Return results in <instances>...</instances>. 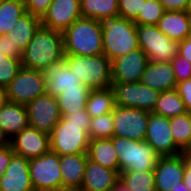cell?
I'll list each match as a JSON object with an SVG mask.
<instances>
[{
  "label": "cell",
  "mask_w": 191,
  "mask_h": 191,
  "mask_svg": "<svg viewBox=\"0 0 191 191\" xmlns=\"http://www.w3.org/2000/svg\"><path fill=\"white\" fill-rule=\"evenodd\" d=\"M146 0H118L119 16L134 21Z\"/></svg>",
  "instance_id": "37"
},
{
  "label": "cell",
  "mask_w": 191,
  "mask_h": 191,
  "mask_svg": "<svg viewBox=\"0 0 191 191\" xmlns=\"http://www.w3.org/2000/svg\"><path fill=\"white\" fill-rule=\"evenodd\" d=\"M119 181L116 170L87 160L84 180L78 191H111Z\"/></svg>",
  "instance_id": "20"
},
{
  "label": "cell",
  "mask_w": 191,
  "mask_h": 191,
  "mask_svg": "<svg viewBox=\"0 0 191 191\" xmlns=\"http://www.w3.org/2000/svg\"><path fill=\"white\" fill-rule=\"evenodd\" d=\"M187 155H191V139H190V148L185 152Z\"/></svg>",
  "instance_id": "53"
},
{
  "label": "cell",
  "mask_w": 191,
  "mask_h": 191,
  "mask_svg": "<svg viewBox=\"0 0 191 191\" xmlns=\"http://www.w3.org/2000/svg\"><path fill=\"white\" fill-rule=\"evenodd\" d=\"M46 93L54 97L65 89L87 87L68 67L65 58L43 70Z\"/></svg>",
  "instance_id": "19"
},
{
  "label": "cell",
  "mask_w": 191,
  "mask_h": 191,
  "mask_svg": "<svg viewBox=\"0 0 191 191\" xmlns=\"http://www.w3.org/2000/svg\"><path fill=\"white\" fill-rule=\"evenodd\" d=\"M88 87L65 89L56 96L60 114L65 115L86 109V102L90 93Z\"/></svg>",
  "instance_id": "29"
},
{
  "label": "cell",
  "mask_w": 191,
  "mask_h": 191,
  "mask_svg": "<svg viewBox=\"0 0 191 191\" xmlns=\"http://www.w3.org/2000/svg\"><path fill=\"white\" fill-rule=\"evenodd\" d=\"M9 57L5 56L2 52V48H1V40H0V61H6Z\"/></svg>",
  "instance_id": "51"
},
{
  "label": "cell",
  "mask_w": 191,
  "mask_h": 191,
  "mask_svg": "<svg viewBox=\"0 0 191 191\" xmlns=\"http://www.w3.org/2000/svg\"><path fill=\"white\" fill-rule=\"evenodd\" d=\"M188 112L176 89L160 92L152 113L173 118Z\"/></svg>",
  "instance_id": "30"
},
{
  "label": "cell",
  "mask_w": 191,
  "mask_h": 191,
  "mask_svg": "<svg viewBox=\"0 0 191 191\" xmlns=\"http://www.w3.org/2000/svg\"><path fill=\"white\" fill-rule=\"evenodd\" d=\"M10 145L16 155L32 159L50 150V135L28 126L10 139Z\"/></svg>",
  "instance_id": "17"
},
{
  "label": "cell",
  "mask_w": 191,
  "mask_h": 191,
  "mask_svg": "<svg viewBox=\"0 0 191 191\" xmlns=\"http://www.w3.org/2000/svg\"><path fill=\"white\" fill-rule=\"evenodd\" d=\"M115 107V98L113 89H94L90 90L86 111L91 118L113 112Z\"/></svg>",
  "instance_id": "28"
},
{
  "label": "cell",
  "mask_w": 191,
  "mask_h": 191,
  "mask_svg": "<svg viewBox=\"0 0 191 191\" xmlns=\"http://www.w3.org/2000/svg\"><path fill=\"white\" fill-rule=\"evenodd\" d=\"M114 132L113 112H109L90 120L89 138L95 139H111Z\"/></svg>",
  "instance_id": "34"
},
{
  "label": "cell",
  "mask_w": 191,
  "mask_h": 191,
  "mask_svg": "<svg viewBox=\"0 0 191 191\" xmlns=\"http://www.w3.org/2000/svg\"><path fill=\"white\" fill-rule=\"evenodd\" d=\"M141 83L159 92L176 89V77L170 62L158 63L148 61L141 77Z\"/></svg>",
  "instance_id": "22"
},
{
  "label": "cell",
  "mask_w": 191,
  "mask_h": 191,
  "mask_svg": "<svg viewBox=\"0 0 191 191\" xmlns=\"http://www.w3.org/2000/svg\"><path fill=\"white\" fill-rule=\"evenodd\" d=\"M185 153L160 157L154 169L155 191L175 190L183 181Z\"/></svg>",
  "instance_id": "16"
},
{
  "label": "cell",
  "mask_w": 191,
  "mask_h": 191,
  "mask_svg": "<svg viewBox=\"0 0 191 191\" xmlns=\"http://www.w3.org/2000/svg\"><path fill=\"white\" fill-rule=\"evenodd\" d=\"M191 15L187 11H165L157 27L170 39L183 41L190 36Z\"/></svg>",
  "instance_id": "23"
},
{
  "label": "cell",
  "mask_w": 191,
  "mask_h": 191,
  "mask_svg": "<svg viewBox=\"0 0 191 191\" xmlns=\"http://www.w3.org/2000/svg\"><path fill=\"white\" fill-rule=\"evenodd\" d=\"M178 55L186 58L191 63V36L179 42Z\"/></svg>",
  "instance_id": "45"
},
{
  "label": "cell",
  "mask_w": 191,
  "mask_h": 191,
  "mask_svg": "<svg viewBox=\"0 0 191 191\" xmlns=\"http://www.w3.org/2000/svg\"><path fill=\"white\" fill-rule=\"evenodd\" d=\"M81 17L80 0H53L41 18V26L63 32Z\"/></svg>",
  "instance_id": "14"
},
{
  "label": "cell",
  "mask_w": 191,
  "mask_h": 191,
  "mask_svg": "<svg viewBox=\"0 0 191 191\" xmlns=\"http://www.w3.org/2000/svg\"><path fill=\"white\" fill-rule=\"evenodd\" d=\"M14 154L15 153L13 152L12 146L10 144L0 148V178L4 175L5 170L7 169Z\"/></svg>",
  "instance_id": "43"
},
{
  "label": "cell",
  "mask_w": 191,
  "mask_h": 191,
  "mask_svg": "<svg viewBox=\"0 0 191 191\" xmlns=\"http://www.w3.org/2000/svg\"><path fill=\"white\" fill-rule=\"evenodd\" d=\"M40 26L41 18L26 12L16 21L13 30L7 35L10 36L13 46L23 52Z\"/></svg>",
  "instance_id": "25"
},
{
  "label": "cell",
  "mask_w": 191,
  "mask_h": 191,
  "mask_svg": "<svg viewBox=\"0 0 191 191\" xmlns=\"http://www.w3.org/2000/svg\"><path fill=\"white\" fill-rule=\"evenodd\" d=\"M111 191H130V190L120 181H118L115 187Z\"/></svg>",
  "instance_id": "49"
},
{
  "label": "cell",
  "mask_w": 191,
  "mask_h": 191,
  "mask_svg": "<svg viewBox=\"0 0 191 191\" xmlns=\"http://www.w3.org/2000/svg\"><path fill=\"white\" fill-rule=\"evenodd\" d=\"M5 89L7 101L26 106L36 97L46 93L43 71L22 66Z\"/></svg>",
  "instance_id": "9"
},
{
  "label": "cell",
  "mask_w": 191,
  "mask_h": 191,
  "mask_svg": "<svg viewBox=\"0 0 191 191\" xmlns=\"http://www.w3.org/2000/svg\"><path fill=\"white\" fill-rule=\"evenodd\" d=\"M22 67L20 58L9 57L0 61V87L6 88Z\"/></svg>",
  "instance_id": "36"
},
{
  "label": "cell",
  "mask_w": 191,
  "mask_h": 191,
  "mask_svg": "<svg viewBox=\"0 0 191 191\" xmlns=\"http://www.w3.org/2000/svg\"><path fill=\"white\" fill-rule=\"evenodd\" d=\"M69 69L89 89H108L112 84L111 60L104 54L64 55Z\"/></svg>",
  "instance_id": "4"
},
{
  "label": "cell",
  "mask_w": 191,
  "mask_h": 191,
  "mask_svg": "<svg viewBox=\"0 0 191 191\" xmlns=\"http://www.w3.org/2000/svg\"><path fill=\"white\" fill-rule=\"evenodd\" d=\"M103 54L111 62L133 50L139 49L136 24L123 17L101 22Z\"/></svg>",
  "instance_id": "3"
},
{
  "label": "cell",
  "mask_w": 191,
  "mask_h": 191,
  "mask_svg": "<svg viewBox=\"0 0 191 191\" xmlns=\"http://www.w3.org/2000/svg\"><path fill=\"white\" fill-rule=\"evenodd\" d=\"M64 55L103 54L101 21L81 17L62 32Z\"/></svg>",
  "instance_id": "2"
},
{
  "label": "cell",
  "mask_w": 191,
  "mask_h": 191,
  "mask_svg": "<svg viewBox=\"0 0 191 191\" xmlns=\"http://www.w3.org/2000/svg\"><path fill=\"white\" fill-rule=\"evenodd\" d=\"M143 50H133L111 62L112 82H140L148 64Z\"/></svg>",
  "instance_id": "15"
},
{
  "label": "cell",
  "mask_w": 191,
  "mask_h": 191,
  "mask_svg": "<svg viewBox=\"0 0 191 191\" xmlns=\"http://www.w3.org/2000/svg\"><path fill=\"white\" fill-rule=\"evenodd\" d=\"M90 125L69 124L62 117L50 134V150L60 156L87 153Z\"/></svg>",
  "instance_id": "6"
},
{
  "label": "cell",
  "mask_w": 191,
  "mask_h": 191,
  "mask_svg": "<svg viewBox=\"0 0 191 191\" xmlns=\"http://www.w3.org/2000/svg\"><path fill=\"white\" fill-rule=\"evenodd\" d=\"M186 11L191 15V0H188Z\"/></svg>",
  "instance_id": "52"
},
{
  "label": "cell",
  "mask_w": 191,
  "mask_h": 191,
  "mask_svg": "<svg viewBox=\"0 0 191 191\" xmlns=\"http://www.w3.org/2000/svg\"><path fill=\"white\" fill-rule=\"evenodd\" d=\"M119 181L130 191H155L154 170L125 171L119 173Z\"/></svg>",
  "instance_id": "32"
},
{
  "label": "cell",
  "mask_w": 191,
  "mask_h": 191,
  "mask_svg": "<svg viewBox=\"0 0 191 191\" xmlns=\"http://www.w3.org/2000/svg\"><path fill=\"white\" fill-rule=\"evenodd\" d=\"M80 6L84 18L102 22L119 16L118 0H80Z\"/></svg>",
  "instance_id": "27"
},
{
  "label": "cell",
  "mask_w": 191,
  "mask_h": 191,
  "mask_svg": "<svg viewBox=\"0 0 191 191\" xmlns=\"http://www.w3.org/2000/svg\"><path fill=\"white\" fill-rule=\"evenodd\" d=\"M53 0H23L26 12L42 18Z\"/></svg>",
  "instance_id": "39"
},
{
  "label": "cell",
  "mask_w": 191,
  "mask_h": 191,
  "mask_svg": "<svg viewBox=\"0 0 191 191\" xmlns=\"http://www.w3.org/2000/svg\"><path fill=\"white\" fill-rule=\"evenodd\" d=\"M25 107L29 126L48 135L62 117L57 98L52 94L38 96Z\"/></svg>",
  "instance_id": "12"
},
{
  "label": "cell",
  "mask_w": 191,
  "mask_h": 191,
  "mask_svg": "<svg viewBox=\"0 0 191 191\" xmlns=\"http://www.w3.org/2000/svg\"><path fill=\"white\" fill-rule=\"evenodd\" d=\"M111 140L118 155L119 173L154 170L161 157L146 141L116 136Z\"/></svg>",
  "instance_id": "5"
},
{
  "label": "cell",
  "mask_w": 191,
  "mask_h": 191,
  "mask_svg": "<svg viewBox=\"0 0 191 191\" xmlns=\"http://www.w3.org/2000/svg\"><path fill=\"white\" fill-rule=\"evenodd\" d=\"M1 48L2 52L5 56L12 58H22V52L18 49V47L13 46V43L10 40V36L1 35Z\"/></svg>",
  "instance_id": "42"
},
{
  "label": "cell",
  "mask_w": 191,
  "mask_h": 191,
  "mask_svg": "<svg viewBox=\"0 0 191 191\" xmlns=\"http://www.w3.org/2000/svg\"><path fill=\"white\" fill-rule=\"evenodd\" d=\"M165 11H186L188 0H159Z\"/></svg>",
  "instance_id": "44"
},
{
  "label": "cell",
  "mask_w": 191,
  "mask_h": 191,
  "mask_svg": "<svg viewBox=\"0 0 191 191\" xmlns=\"http://www.w3.org/2000/svg\"><path fill=\"white\" fill-rule=\"evenodd\" d=\"M139 48L151 62L167 63L178 55L179 41L167 37L157 25L136 24Z\"/></svg>",
  "instance_id": "7"
},
{
  "label": "cell",
  "mask_w": 191,
  "mask_h": 191,
  "mask_svg": "<svg viewBox=\"0 0 191 191\" xmlns=\"http://www.w3.org/2000/svg\"><path fill=\"white\" fill-rule=\"evenodd\" d=\"M171 191H190L189 188L185 185V183L182 181L179 186L175 190Z\"/></svg>",
  "instance_id": "50"
},
{
  "label": "cell",
  "mask_w": 191,
  "mask_h": 191,
  "mask_svg": "<svg viewBox=\"0 0 191 191\" xmlns=\"http://www.w3.org/2000/svg\"><path fill=\"white\" fill-rule=\"evenodd\" d=\"M7 102L6 89L0 87V108Z\"/></svg>",
  "instance_id": "48"
},
{
  "label": "cell",
  "mask_w": 191,
  "mask_h": 191,
  "mask_svg": "<svg viewBox=\"0 0 191 191\" xmlns=\"http://www.w3.org/2000/svg\"><path fill=\"white\" fill-rule=\"evenodd\" d=\"M9 144H10V140L8 139V137L5 135V133L0 127V148L5 147Z\"/></svg>",
  "instance_id": "47"
},
{
  "label": "cell",
  "mask_w": 191,
  "mask_h": 191,
  "mask_svg": "<svg viewBox=\"0 0 191 191\" xmlns=\"http://www.w3.org/2000/svg\"><path fill=\"white\" fill-rule=\"evenodd\" d=\"M0 191H35L29 174V159L16 154L12 156L0 178Z\"/></svg>",
  "instance_id": "18"
},
{
  "label": "cell",
  "mask_w": 191,
  "mask_h": 191,
  "mask_svg": "<svg viewBox=\"0 0 191 191\" xmlns=\"http://www.w3.org/2000/svg\"><path fill=\"white\" fill-rule=\"evenodd\" d=\"M161 156H175L183 150L175 143L170 129V119L150 112L144 139Z\"/></svg>",
  "instance_id": "13"
},
{
  "label": "cell",
  "mask_w": 191,
  "mask_h": 191,
  "mask_svg": "<svg viewBox=\"0 0 191 191\" xmlns=\"http://www.w3.org/2000/svg\"><path fill=\"white\" fill-rule=\"evenodd\" d=\"M111 88L114 92L115 105L149 112L153 111L160 94L159 91L141 82H112Z\"/></svg>",
  "instance_id": "10"
},
{
  "label": "cell",
  "mask_w": 191,
  "mask_h": 191,
  "mask_svg": "<svg viewBox=\"0 0 191 191\" xmlns=\"http://www.w3.org/2000/svg\"><path fill=\"white\" fill-rule=\"evenodd\" d=\"M29 174L35 191H62L60 155L49 150L29 159Z\"/></svg>",
  "instance_id": "8"
},
{
  "label": "cell",
  "mask_w": 191,
  "mask_h": 191,
  "mask_svg": "<svg viewBox=\"0 0 191 191\" xmlns=\"http://www.w3.org/2000/svg\"><path fill=\"white\" fill-rule=\"evenodd\" d=\"M149 111L115 105L113 110V136L144 141L149 119Z\"/></svg>",
  "instance_id": "11"
},
{
  "label": "cell",
  "mask_w": 191,
  "mask_h": 191,
  "mask_svg": "<svg viewBox=\"0 0 191 191\" xmlns=\"http://www.w3.org/2000/svg\"><path fill=\"white\" fill-rule=\"evenodd\" d=\"M25 13L23 0H3L0 4V36L12 31L16 21Z\"/></svg>",
  "instance_id": "31"
},
{
  "label": "cell",
  "mask_w": 191,
  "mask_h": 191,
  "mask_svg": "<svg viewBox=\"0 0 191 191\" xmlns=\"http://www.w3.org/2000/svg\"><path fill=\"white\" fill-rule=\"evenodd\" d=\"M176 90L184 102L186 109L191 112V79L177 83Z\"/></svg>",
  "instance_id": "41"
},
{
  "label": "cell",
  "mask_w": 191,
  "mask_h": 191,
  "mask_svg": "<svg viewBox=\"0 0 191 191\" xmlns=\"http://www.w3.org/2000/svg\"><path fill=\"white\" fill-rule=\"evenodd\" d=\"M64 59L62 32L40 26L22 52L23 67L43 71Z\"/></svg>",
  "instance_id": "1"
},
{
  "label": "cell",
  "mask_w": 191,
  "mask_h": 191,
  "mask_svg": "<svg viewBox=\"0 0 191 191\" xmlns=\"http://www.w3.org/2000/svg\"><path fill=\"white\" fill-rule=\"evenodd\" d=\"M170 63L177 83L191 79V63L186 58L177 55Z\"/></svg>",
  "instance_id": "38"
},
{
  "label": "cell",
  "mask_w": 191,
  "mask_h": 191,
  "mask_svg": "<svg viewBox=\"0 0 191 191\" xmlns=\"http://www.w3.org/2000/svg\"><path fill=\"white\" fill-rule=\"evenodd\" d=\"M170 129L175 143L185 153L190 148L191 112L170 118Z\"/></svg>",
  "instance_id": "33"
},
{
  "label": "cell",
  "mask_w": 191,
  "mask_h": 191,
  "mask_svg": "<svg viewBox=\"0 0 191 191\" xmlns=\"http://www.w3.org/2000/svg\"><path fill=\"white\" fill-rule=\"evenodd\" d=\"M28 126L27 110L24 105L7 101L0 108V127L9 140Z\"/></svg>",
  "instance_id": "24"
},
{
  "label": "cell",
  "mask_w": 191,
  "mask_h": 191,
  "mask_svg": "<svg viewBox=\"0 0 191 191\" xmlns=\"http://www.w3.org/2000/svg\"><path fill=\"white\" fill-rule=\"evenodd\" d=\"M62 118L66 122H69V124L75 125H90L91 120V117L87 113L86 109H81L80 111L62 115Z\"/></svg>",
  "instance_id": "40"
},
{
  "label": "cell",
  "mask_w": 191,
  "mask_h": 191,
  "mask_svg": "<svg viewBox=\"0 0 191 191\" xmlns=\"http://www.w3.org/2000/svg\"><path fill=\"white\" fill-rule=\"evenodd\" d=\"M87 153L60 156L62 191H78L84 180Z\"/></svg>",
  "instance_id": "21"
},
{
  "label": "cell",
  "mask_w": 191,
  "mask_h": 191,
  "mask_svg": "<svg viewBox=\"0 0 191 191\" xmlns=\"http://www.w3.org/2000/svg\"><path fill=\"white\" fill-rule=\"evenodd\" d=\"M183 182L191 191V155L185 154V170Z\"/></svg>",
  "instance_id": "46"
},
{
  "label": "cell",
  "mask_w": 191,
  "mask_h": 191,
  "mask_svg": "<svg viewBox=\"0 0 191 191\" xmlns=\"http://www.w3.org/2000/svg\"><path fill=\"white\" fill-rule=\"evenodd\" d=\"M164 12L165 10L159 0H146L134 23L139 25H157Z\"/></svg>",
  "instance_id": "35"
},
{
  "label": "cell",
  "mask_w": 191,
  "mask_h": 191,
  "mask_svg": "<svg viewBox=\"0 0 191 191\" xmlns=\"http://www.w3.org/2000/svg\"><path fill=\"white\" fill-rule=\"evenodd\" d=\"M87 155L89 160L119 173L118 155L111 139L90 140Z\"/></svg>",
  "instance_id": "26"
}]
</instances>
